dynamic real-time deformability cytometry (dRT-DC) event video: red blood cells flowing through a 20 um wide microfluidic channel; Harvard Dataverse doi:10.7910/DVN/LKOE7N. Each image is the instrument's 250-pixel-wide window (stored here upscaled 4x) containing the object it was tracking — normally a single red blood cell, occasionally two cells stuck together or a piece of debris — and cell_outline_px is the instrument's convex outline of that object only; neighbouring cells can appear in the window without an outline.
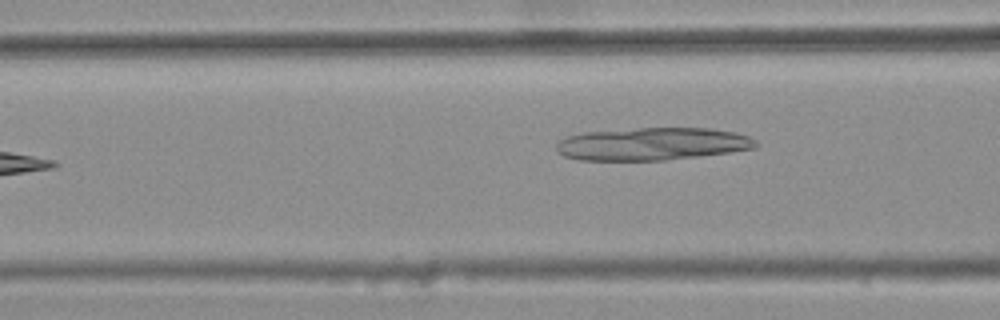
{"species": "common noctule bat (a hibernating species)", "species_latin": "Nyctalus noctula", "temperature_condition": "warm", "stored_images_in_passage": 7, "camera_frame_rate_fps": 3000, "um_per_image_px": 0.085, "animal": {"sex": "female", "body_mass_g": 25.1}, "frame": {"image": 1, "passage_image": 7, "time_ms": 2.0, "image_size_px": [1000, 320], "cell_outline_px": [[760, 144], [756, 148], [728, 152], [664, 160], [580, 160], [564, 156], [556, 152], [556, 144], [560, 140], [568, 136], [584, 132], [640, 128], [712, 128], [736, 132], [748, 136], [756, 140]], "centroid_in_image_um": [55.45, 12.23], "position_along_channel_um": 111.1, "area_um2": 37.97}}